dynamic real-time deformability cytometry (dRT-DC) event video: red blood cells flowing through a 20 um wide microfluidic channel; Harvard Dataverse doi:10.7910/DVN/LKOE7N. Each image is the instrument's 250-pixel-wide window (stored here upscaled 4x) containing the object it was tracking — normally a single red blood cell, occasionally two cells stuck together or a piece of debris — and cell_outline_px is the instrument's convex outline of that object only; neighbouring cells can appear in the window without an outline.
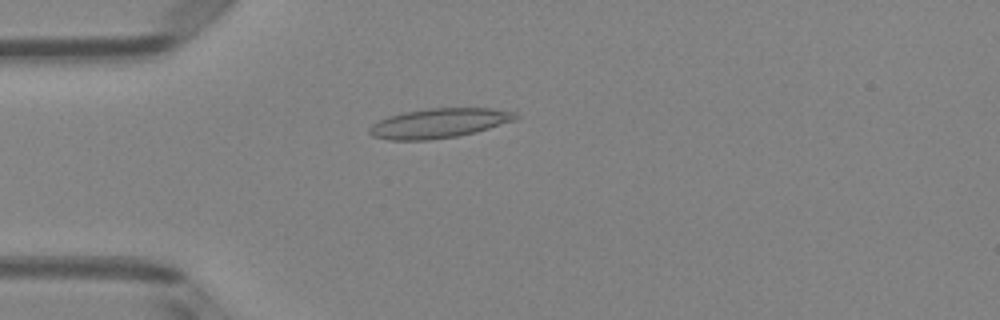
{"species": "Egyptian fruit bat (a non-hibernating species)", "species_latin": "Rousettus aegyptiacus", "temperature_condition": "room temperature", "stored_images_in_passage": 50, "camera_frame_rate_fps": 3000, "um_per_image_px": 0.085, "animal": {"sex": "female"}, "frame": {"image": 1, "passage_image": 13, "time_ms": 4.0, "image_size_px": [1000, 320], "cell_outline_px": [[520, 116], [516, 120], [476, 132], [456, 136], [428, 140], [388, 140], [372, 136], [368, 132], [368, 128], [372, 124], [388, 116], [404, 112], [428, 108], [492, 108], [516, 112]], "centroid_in_image_um": [37.33, 10.47], "position_along_channel_um": 47.7, "area_um2": 25.32}}
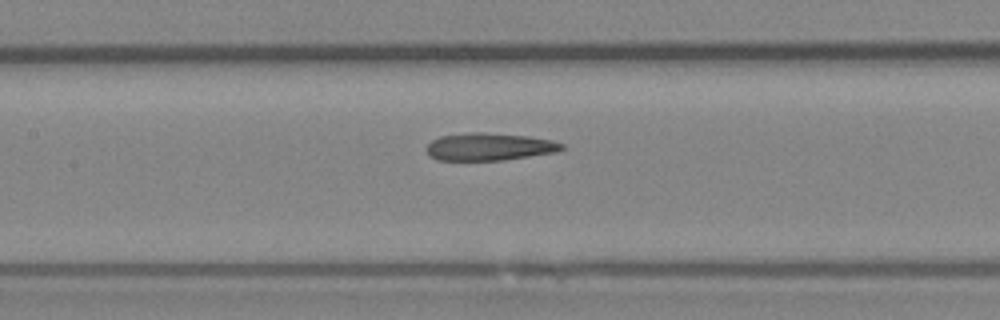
{"frame": {"image": 2, "passage_image": 23, "time_ms": 7.333, "image_size_px": [1000, 320], "cell_outline_px": [[568, 148], [556, 152], [504, 160], [436, 160], [428, 156], [424, 148], [432, 140], [440, 136], [472, 132], [484, 132], [528, 136], [552, 140], [564, 144]], "centroid_in_image_um": [41.58, 12.47], "position_along_channel_um": 165.8, "area_um2": 21.96}}
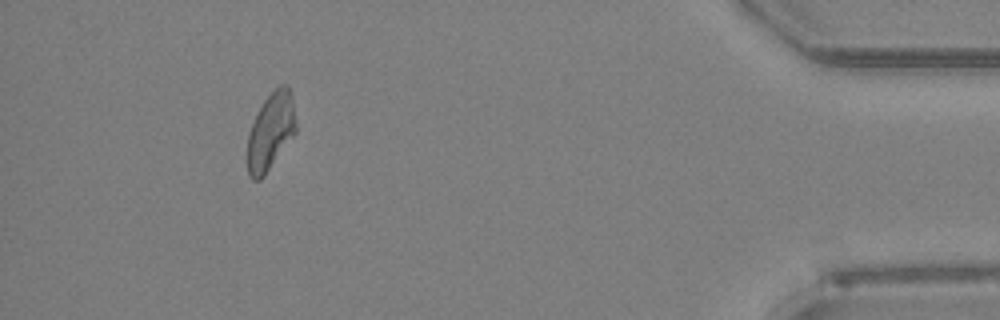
{"frame": {"image": 3, "passage_image": 46, "time_ms": 15.0, "image_size_px": [1000, 320], "cell_outline_px": [[296, 132], [264, 176], [260, 180], [252, 180], [248, 176], [248, 132], [264, 100], [280, 84], [288, 84], [292, 96], [296, 124]], "centroid_in_image_um": [23.01, 11.18], "position_along_channel_um": 412.2, "area_um2": 21.62}, "authors_computed_cell_mechanics": {"area_um2": 22.5998, "velocity_mm_per_s": 3.9866, "shape_relaxation_time_tau1_ms": null, "shape_relaxation_time_tau2_ms": 3.8226, "deformation_change_tau1": null, "deformation_change_tau2": 0.1467}}